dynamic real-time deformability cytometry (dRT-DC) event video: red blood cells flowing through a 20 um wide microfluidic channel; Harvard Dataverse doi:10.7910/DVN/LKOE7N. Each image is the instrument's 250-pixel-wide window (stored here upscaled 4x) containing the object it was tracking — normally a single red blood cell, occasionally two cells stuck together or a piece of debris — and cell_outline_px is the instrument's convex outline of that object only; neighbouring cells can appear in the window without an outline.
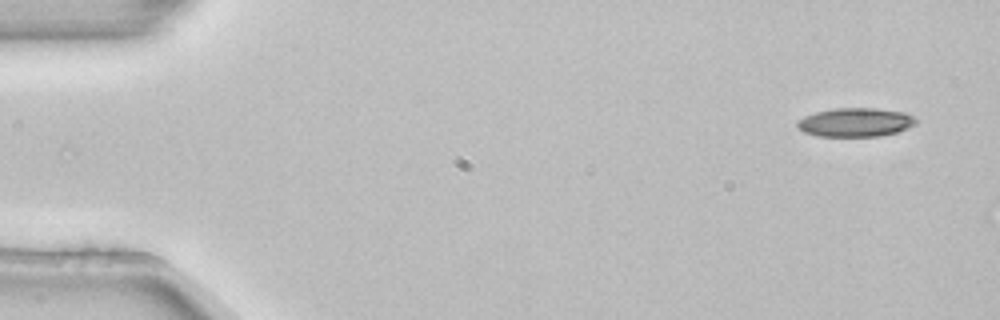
{"species": "common noctule bat (a hibernating species)", "species_latin": "Nyctalus noctula", "temperature_condition": "room temperature", "stored_images_in_passage": 2, "camera_frame_rate_fps": 3000, "um_per_image_px": 0.085, "animal": {"sex": "female", "body_mass_g": 22.7, "forearm_length_mm": 54.2}, "frame": {"image": 1, "passage_image": 1, "time_ms": 0.0, "image_size_px": [1000, 320], "cell_outline_px": [[916, 124], [908, 128], [896, 132], [880, 136], [816, 136], [804, 132], [796, 124], [804, 116], [816, 112], [836, 108], [876, 108], [904, 112], [912, 116], [916, 120]], "centroid_in_image_um": [72.73, 10.39], "position_along_channel_um": 12.3, "area_um2": 19.77}}